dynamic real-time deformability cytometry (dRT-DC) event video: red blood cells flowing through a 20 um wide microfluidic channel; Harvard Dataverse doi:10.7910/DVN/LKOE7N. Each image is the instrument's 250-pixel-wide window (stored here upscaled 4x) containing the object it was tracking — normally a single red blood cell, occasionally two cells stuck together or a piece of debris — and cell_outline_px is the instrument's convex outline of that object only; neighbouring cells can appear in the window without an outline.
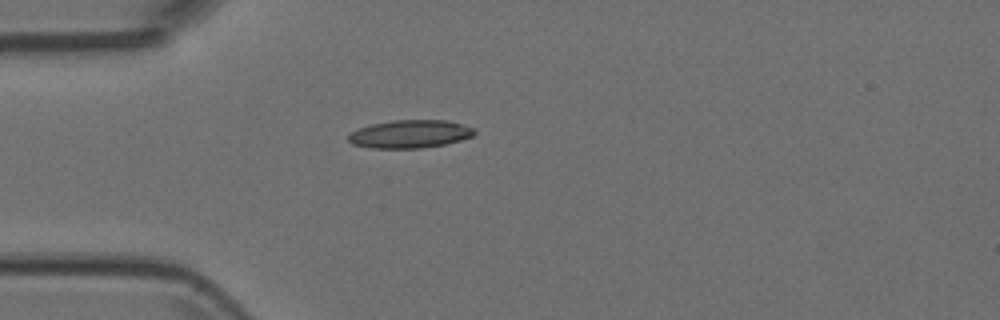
{"species": "Egyptian fruit bat (a non-hibernating species)", "species_latin": "Rousettus aegyptiacus", "temperature_condition": "room temperature", "stored_images_in_passage": 1, "camera_frame_rate_fps": 3000, "um_per_image_px": 0.085, "animal": {"sex": "female"}, "frame": {"image": 1, "passage_image": 1, "time_ms": 0.0, "image_size_px": [1000, 320], "cell_outline_px": [[476, 132], [472, 136], [460, 140], [444, 144], [420, 148], [372, 148], [352, 144], [348, 140], [348, 136], [352, 132], [360, 128], [372, 124], [392, 120], [444, 120], [464, 124], [476, 128]], "centroid_in_image_um": [34.88, 11.38], "position_along_channel_um": 50.1, "area_um2": 20.52}}